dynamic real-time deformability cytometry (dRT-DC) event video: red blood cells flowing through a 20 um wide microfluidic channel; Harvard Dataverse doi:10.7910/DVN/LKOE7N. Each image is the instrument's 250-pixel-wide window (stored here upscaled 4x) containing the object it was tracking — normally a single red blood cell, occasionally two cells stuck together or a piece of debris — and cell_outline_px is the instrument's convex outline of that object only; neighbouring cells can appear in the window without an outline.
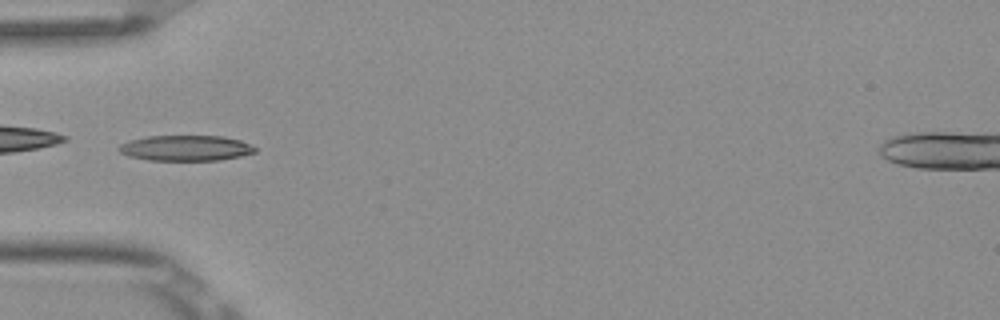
{"species": "Egyptian fruit bat (a non-hibernating species)", "species_latin": "Rousettus aegyptiacus", "temperature_condition": "room temperature", "stored_images_in_passage": 9, "camera_frame_rate_fps": 3000, "um_per_image_px": 0.085, "frame": {"image": 1, "passage_image": 6, "time_ms": 1.667, "image_size_px": [1000, 320], "cell_outline_px": [[256, 152], [240, 156], [220, 160], [148, 160], [128, 156], [120, 152], [116, 148], [120, 144], [132, 140], [148, 136], [224, 136], [240, 140], [256, 148]], "centroid_in_image_um": [15.77, 12.59], "position_along_channel_um": 69.2, "area_um2": 20.17}}
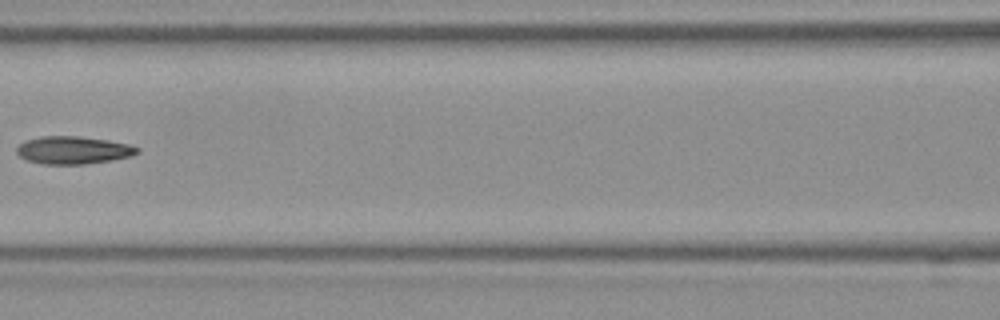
{"frame": {"image": 2, "passage_image": 8, "time_ms": 2.333, "image_size_px": [1000, 320], "cell_outline_px": [[140, 152], [132, 156], [112, 160], [84, 164], [44, 164], [28, 160], [20, 156], [16, 152], [16, 148], [24, 140], [40, 136], [76, 136], [108, 140], [128, 144], [140, 148]], "centroid_in_image_um": [6.23, 12.76], "position_along_channel_um": 160.4, "area_um2": 19.48}}
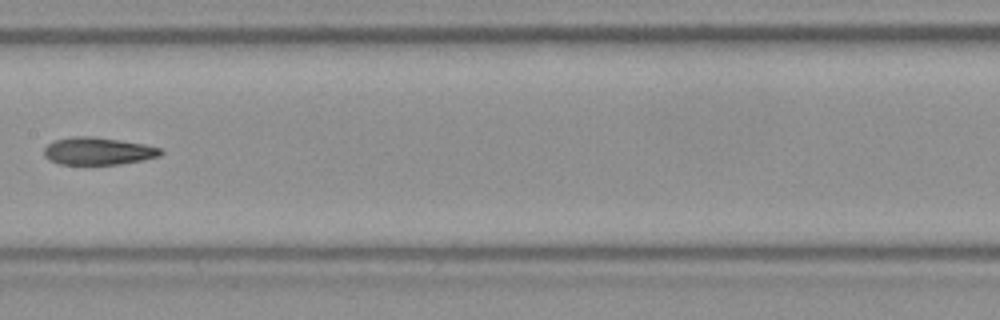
{"frame": {"image": 3, "passage_image": 9, "time_ms": 2.667, "image_size_px": [1000, 320], "cell_outline_px": [[164, 152], [160, 156], [144, 160], [120, 164], [60, 164], [48, 160], [44, 156], [44, 148], [52, 140], [72, 136], [92, 136], [120, 140], [144, 144], [160, 148]], "centroid_in_image_um": [8.32, 12.84], "position_along_channel_um": 199.1, "area_um2": 18.84}}